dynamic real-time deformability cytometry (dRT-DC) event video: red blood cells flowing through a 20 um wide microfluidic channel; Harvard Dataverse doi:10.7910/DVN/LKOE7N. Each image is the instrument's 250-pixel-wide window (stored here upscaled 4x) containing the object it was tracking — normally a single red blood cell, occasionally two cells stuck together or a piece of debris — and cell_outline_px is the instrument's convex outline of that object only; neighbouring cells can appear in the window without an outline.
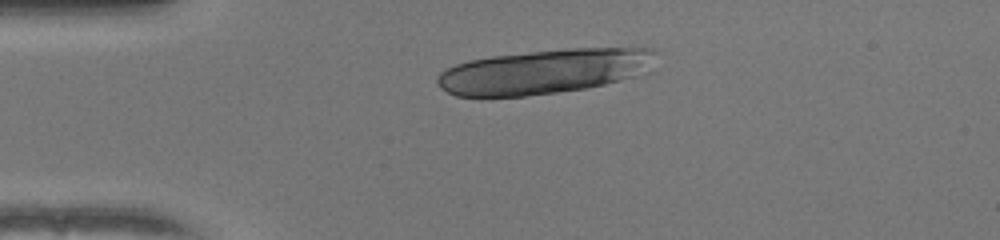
{"species": "human", "species_latin": "Homo sapiens", "temperature_condition": "warm", "stored_images_in_passage": 34, "camera_frame_rate_fps": 3000, "um_per_image_px": 0.085, "donor": {"sex": "female"}, "frame": {"image": 1, "passage_image": 1, "time_ms": 0.0, "image_size_px": [1000, 240], "cell_outline_px": [[656, 52], [648, 72], [636, 76], [604, 84], [584, 88], [556, 92], [524, 96], [456, 96], [440, 88], [436, 80], [436, 76], [440, 72], [456, 64], [472, 60], [492, 56], [568, 48], [652, 48]], "centroid_in_image_um": [46.27, 6.07], "position_along_channel_um": 38.7, "area_um2": 56.41}, "authors_computed_cell_mechanics": {"area_um2": 35.7493, "velocity_mm_per_s": 4.0321, "shape_relaxation_time_tau1_ms": 2.1236, "shape_relaxation_time_tau2_ms": null, "deformation_change_tau1": 0.3428, "deformation_change_tau2": null}}